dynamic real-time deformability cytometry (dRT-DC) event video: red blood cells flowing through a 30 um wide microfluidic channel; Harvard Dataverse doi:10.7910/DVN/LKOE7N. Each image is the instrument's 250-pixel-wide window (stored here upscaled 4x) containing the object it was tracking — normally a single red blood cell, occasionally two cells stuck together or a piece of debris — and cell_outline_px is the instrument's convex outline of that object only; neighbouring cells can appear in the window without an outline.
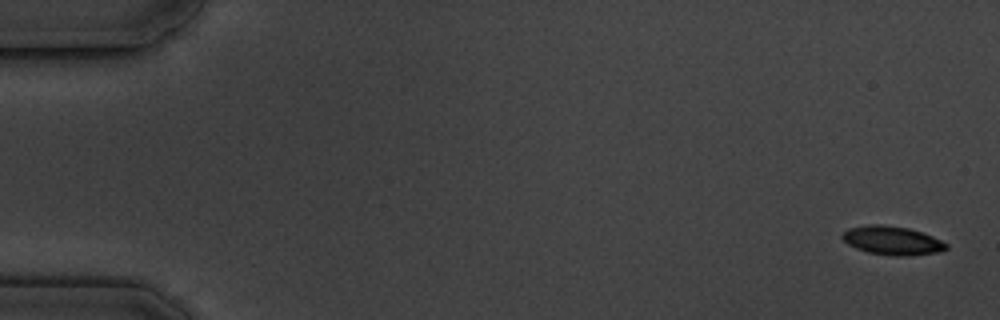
{"species": "common noctule bat (a hibernating species)", "species_latin": "Nyctalus noctula", "temperature_condition": "cold", "stored_images_in_passage": 5, "camera_frame_rate_fps": 3000, "um_per_image_px": 0.085, "animal": {"sex": "male", "body_mass_g": 19.5, "forearm_length_mm": 54.6}, "frame": {"image": 1, "passage_image": 1, "time_ms": 0.0, "image_size_px": [1000, 320], "cell_outline_px": [[948, 248], [936, 252], [908, 256], [892, 256], [868, 252], [856, 248], [848, 244], [840, 236], [848, 228], [868, 224], [880, 224], [908, 228], [932, 236], [948, 244]], "centroid_in_image_um": [75.81, 20.44], "position_along_channel_um": 9.2, "area_um2": 17.28}}
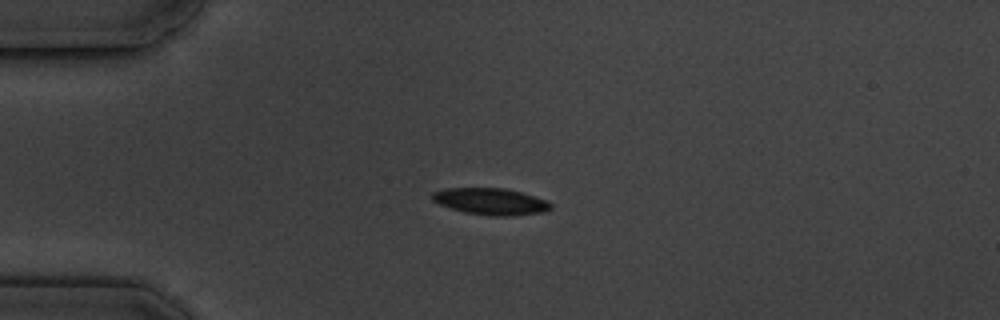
{"frame": {"image": 2, "passage_image": 4, "time_ms": 4.333, "image_size_px": [1000, 320], "cell_outline_px": [[552, 208], [544, 212], [508, 216], [492, 216], [464, 212], [440, 204], [432, 200], [432, 192], [448, 188], [504, 188], [520, 192], [548, 200], [552, 204]], "centroid_in_image_um": [41.74, 17.12], "position_along_channel_um": 43.3, "area_um2": 18.32}}